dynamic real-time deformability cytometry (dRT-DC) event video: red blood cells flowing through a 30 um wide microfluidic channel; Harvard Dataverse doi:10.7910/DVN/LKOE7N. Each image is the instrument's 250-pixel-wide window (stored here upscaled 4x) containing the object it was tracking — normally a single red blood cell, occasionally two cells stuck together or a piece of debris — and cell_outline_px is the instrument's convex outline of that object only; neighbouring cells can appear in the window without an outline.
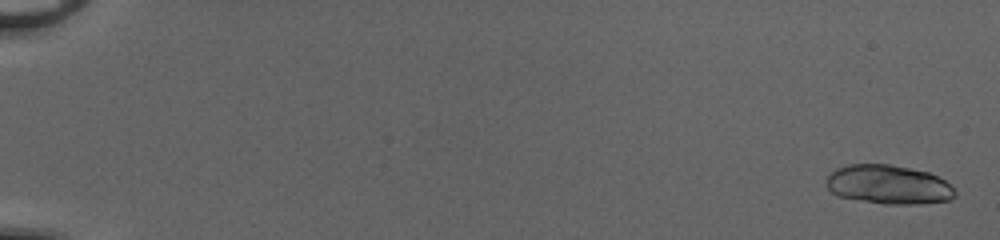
{"species": "common noctule bat (a hibernating species)", "species_latin": "Nyctalus noctula", "temperature_condition": "cold", "stored_images_in_passage": 54, "camera_frame_rate_fps": 3000, "um_per_image_px": 0.085, "animal": {"sex": "female", "body_mass_g": 20.0, "forearm_length_mm": 54.0}, "frame": {"image": 1, "passage_image": 2, "time_ms": 0.333, "image_size_px": [1000, 240], "cell_outline_px": [[956, 196], [948, 200], [920, 204], [884, 204], [836, 196], [824, 184], [828, 176], [836, 168], [848, 164], [888, 164], [928, 172], [944, 180], [956, 192]], "centroid_in_image_um": [75.48, 15.7], "position_along_channel_um": 9.5, "area_um2": 29.25}}
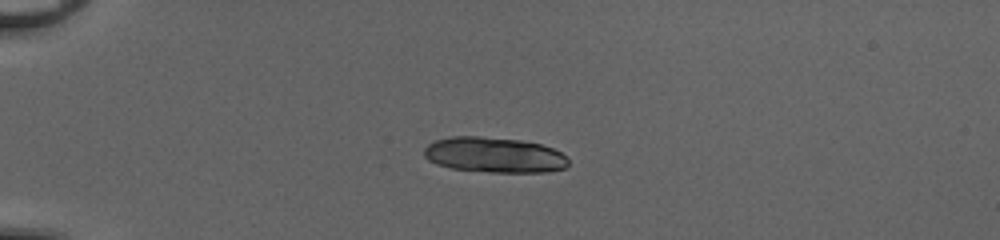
{"frame": {"image": 2, "passage_image": 16, "time_ms": 5.0, "image_size_px": [1000, 240], "cell_outline_px": [[568, 164], [564, 168], [544, 172], [488, 172], [452, 168], [436, 164], [428, 160], [424, 156], [424, 148], [428, 144], [436, 140], [452, 136], [480, 136], [520, 140], [540, 144], [552, 148], [560, 152], [568, 160]], "centroid_in_image_um": [41.98, 13.17], "position_along_channel_um": 43.0, "area_um2": 29.65}, "authors_computed_cell_mechanics": {"area_um2": 28.6688, "velocity_mm_per_s": 4.1186, "shape_relaxation_time_tau1_ms": 4.6595, "shape_relaxation_time_tau2_ms": 3.4818, "deformation_change_tau1": 0.1056, "deformation_change_tau2": 0.0638}}